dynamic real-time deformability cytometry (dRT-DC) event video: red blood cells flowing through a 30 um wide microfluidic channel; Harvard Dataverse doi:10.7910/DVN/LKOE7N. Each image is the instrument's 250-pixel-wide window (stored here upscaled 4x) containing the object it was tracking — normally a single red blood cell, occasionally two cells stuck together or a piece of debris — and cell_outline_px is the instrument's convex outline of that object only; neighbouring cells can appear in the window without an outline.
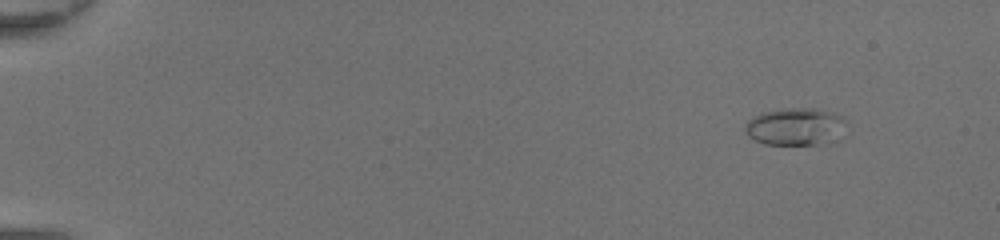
{"species": "common noctule bat (a hibernating species)", "species_latin": "Nyctalus noctula", "temperature_condition": "room temperature", "stored_images_in_passage": 45, "camera_frame_rate_fps": 3000, "um_per_image_px": 0.085, "animal": {"sex": "female", "body_mass_g": 20.0, "forearm_length_mm": 54.0}, "frame": {"image": 1, "passage_image": 2, "time_ms": 0.333, "image_size_px": [1000, 240], "cell_outline_px": [[848, 136], [816, 144], [764, 144], [748, 136], [744, 132], [744, 124], [752, 116], [764, 112], [792, 108], [816, 108], [840, 116], [848, 120]], "centroid_in_image_um": [67.68, 10.77], "position_along_channel_um": 17.3, "area_um2": 22.48}}
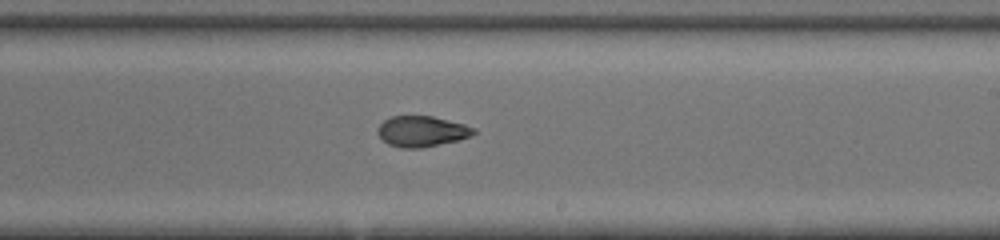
{"frame": {"image": 2, "passage_image": 28, "time_ms": 9.0, "image_size_px": [1000, 240], "cell_outline_px": [[476, 132], [460, 140], [420, 148], [400, 148], [388, 144], [376, 132], [376, 128], [384, 120], [392, 116], [432, 116], [464, 124], [476, 128]], "centroid_in_image_um": [35.83, 11.16], "position_along_channel_um": 253.2, "area_um2": 17.17}}
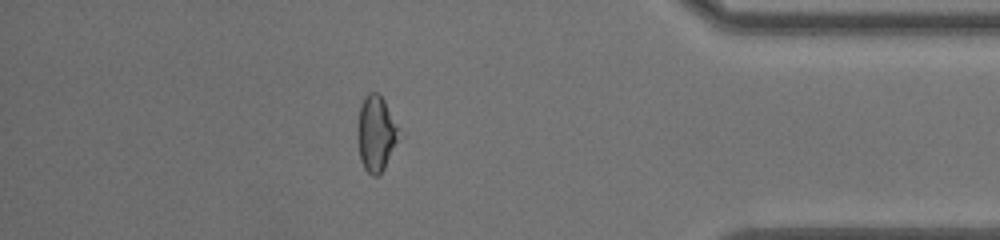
{"frame": {"image": 3, "passage_image": 40, "time_ms": 13.0, "image_size_px": [1000, 240], "cell_outline_px": [[396, 140], [384, 168], [376, 176], [372, 176], [364, 168], [360, 160], [356, 132], [356, 128], [360, 104], [364, 96], [368, 92], [376, 92], [384, 100], [396, 128]], "centroid_in_image_um": [31.86, 11.33], "position_along_channel_um": 403.3, "area_um2": 17.57}, "authors_computed_cell_mechanics": {"area_um2": 17.6868, "velocity_mm_per_s": 4.4438, "shape_relaxation_time_tau1_ms": 9.0726, "shape_relaxation_time_tau2_ms": 1.6293, "deformation_change_tau1": 0.296, "deformation_change_tau2": 0.07}}